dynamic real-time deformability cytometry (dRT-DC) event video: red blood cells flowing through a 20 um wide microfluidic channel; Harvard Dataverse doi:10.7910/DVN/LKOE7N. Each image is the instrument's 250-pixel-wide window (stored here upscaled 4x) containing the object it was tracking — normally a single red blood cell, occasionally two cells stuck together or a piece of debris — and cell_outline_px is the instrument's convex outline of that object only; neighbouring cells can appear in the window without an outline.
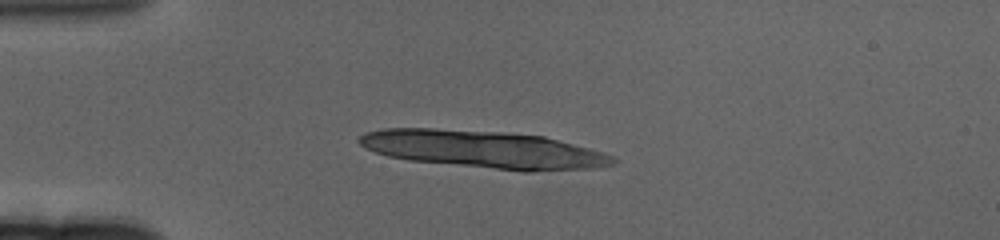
{"species": "human", "species_latin": "Homo sapiens", "temperature_condition": "cold", "stored_images_in_passage": 19, "camera_frame_rate_fps": 3000, "um_per_image_px": 0.085, "donor": {"sex": "female"}, "frame": {"image": 1, "passage_image": 14, "time_ms": 4.333, "image_size_px": [1000, 240], "cell_outline_px": [[616, 164], [592, 168], [532, 172], [524, 172], [408, 160], [388, 156], [376, 152], [360, 144], [356, 140], [364, 132], [384, 128], [432, 128], [504, 132], [544, 136], [604, 152], [612, 156], [616, 160]], "centroid_in_image_um": [41.11, 12.7], "position_along_channel_um": 43.9, "area_um2": 55.66}}